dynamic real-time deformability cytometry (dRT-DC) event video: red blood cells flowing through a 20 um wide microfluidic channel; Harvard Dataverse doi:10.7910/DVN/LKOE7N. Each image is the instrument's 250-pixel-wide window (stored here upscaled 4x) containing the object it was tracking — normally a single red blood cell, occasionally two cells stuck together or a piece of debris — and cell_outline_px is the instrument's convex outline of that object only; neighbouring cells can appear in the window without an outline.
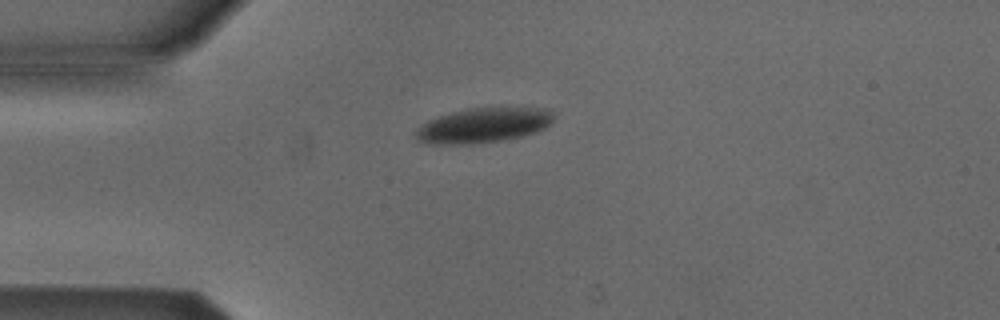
{"species": "Egyptian fruit bat (a non-hibernating species)", "species_latin": "Rousettus aegyptiacus", "temperature_condition": "cold", "stored_images_in_passage": 2, "camera_frame_rate_fps": 3000, "um_per_image_px": 0.085, "animal": {"sex": "male"}, "frame": {"image": 1, "passage_image": 2, "time_ms": 1.333, "image_size_px": [1000, 320], "cell_outline_px": [[552, 120], [544, 128], [536, 132], [504, 140], [472, 144], [428, 144], [416, 140], [416, 128], [428, 120], [452, 112], [468, 108], [548, 108], [552, 112]], "centroid_in_image_um": [41.04, 10.66], "position_along_channel_um": 44.0, "area_um2": 27.86}}